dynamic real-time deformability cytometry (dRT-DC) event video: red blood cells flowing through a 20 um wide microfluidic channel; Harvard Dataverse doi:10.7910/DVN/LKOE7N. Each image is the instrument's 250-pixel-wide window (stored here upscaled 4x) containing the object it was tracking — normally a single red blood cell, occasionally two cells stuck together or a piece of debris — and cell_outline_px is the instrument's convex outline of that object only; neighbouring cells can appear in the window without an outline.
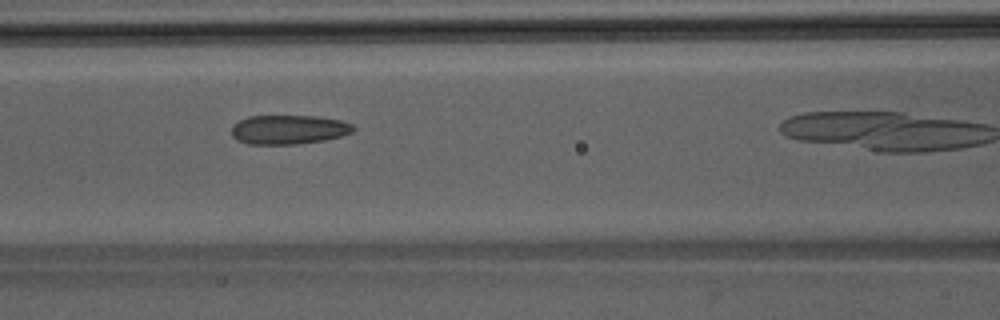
{"species": "Egyptian fruit bat (a non-hibernating species)", "species_latin": "Rousettus aegyptiacus", "temperature_condition": "room temperature", "stored_images_in_passage": 20, "camera_frame_rate_fps": 3000, "um_per_image_px": 0.085, "animal": {"sex": "male"}, "frame": {"image": 1, "passage_image": 17, "time_ms": 5.333, "image_size_px": [1000, 320], "cell_outline_px": [[356, 128], [352, 132], [340, 136], [324, 140], [296, 144], [248, 144], [236, 140], [232, 136], [232, 128], [240, 120], [248, 116], [316, 116], [340, 120], [352, 124]], "centroid_in_image_um": [24.54, 11.01], "position_along_channel_um": 142.1, "area_um2": 20.63}}